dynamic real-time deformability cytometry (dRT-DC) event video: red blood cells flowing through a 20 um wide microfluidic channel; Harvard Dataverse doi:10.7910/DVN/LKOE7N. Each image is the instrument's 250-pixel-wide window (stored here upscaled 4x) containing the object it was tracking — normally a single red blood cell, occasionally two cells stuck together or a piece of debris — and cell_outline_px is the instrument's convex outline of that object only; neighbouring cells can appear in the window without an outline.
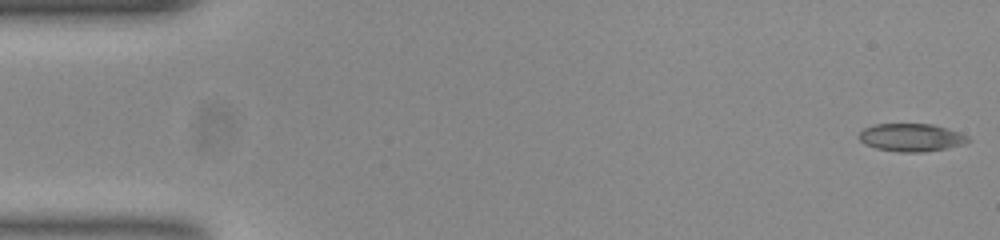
{"species": "common noctule bat (a hibernating species)", "species_latin": "Nyctalus noctula", "temperature_condition": "room temperature", "stored_images_in_passage": 54, "camera_frame_rate_fps": 3000, "um_per_image_px": 0.085, "animal": {"sex": "female", "body_mass_g": 23.0, "forearm_length_mm": 53.4}, "frame": {"image": 1, "passage_image": 1, "time_ms": 0.0, "image_size_px": [1000, 240], "cell_outline_px": [[972, 140], [964, 144], [948, 148], [924, 152], [900, 152], [876, 148], [864, 144], [856, 136], [864, 128], [876, 124], [932, 124], [948, 128], [960, 132], [968, 136]], "centroid_in_image_um": [77.48, 11.69], "position_along_channel_um": 7.5, "area_um2": 17.92}}
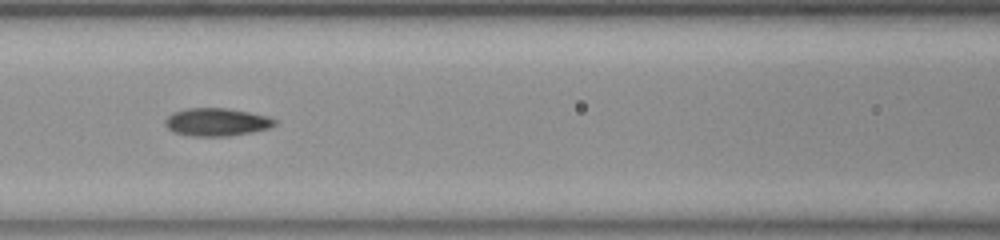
{"frame": {"image": 2, "passage_image": 23, "time_ms": 7.333, "image_size_px": [1000, 240], "cell_outline_px": [[276, 124], [268, 128], [252, 132], [228, 136], [192, 136], [172, 132], [164, 124], [164, 120], [172, 112], [184, 108], [228, 108], [268, 116], [276, 120]], "centroid_in_image_um": [18.37, 10.37], "position_along_channel_um": 148.2, "area_um2": 17.92}}
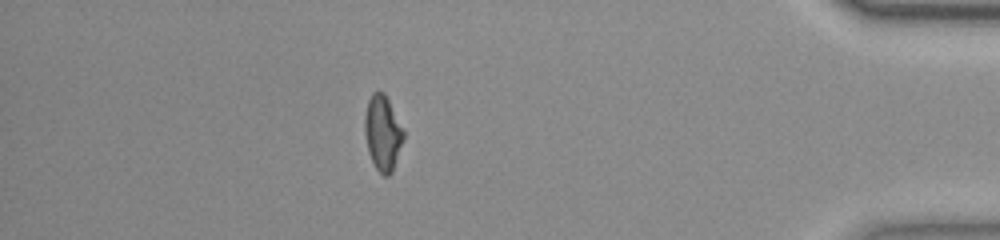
{"frame": {"image": 3, "passage_image": 47, "time_ms": 15.333, "image_size_px": [1000, 240], "cell_outline_px": [[404, 140], [392, 172], [388, 176], [384, 176], [376, 168], [368, 152], [364, 132], [364, 116], [368, 100], [372, 92], [384, 92], [404, 128]], "centroid_in_image_um": [32.54, 11.29], "position_along_channel_um": 402.7, "area_um2": 17.17}, "authors_computed_cell_mechanics": {"area_um2": 17.5134, "velocity_mm_per_s": 3.7756, "shape_relaxation_time_tau1_ms": null, "shape_relaxation_time_tau2_ms": 2.2519, "deformation_change_tau1": null, "deformation_change_tau2": 0.0833}}